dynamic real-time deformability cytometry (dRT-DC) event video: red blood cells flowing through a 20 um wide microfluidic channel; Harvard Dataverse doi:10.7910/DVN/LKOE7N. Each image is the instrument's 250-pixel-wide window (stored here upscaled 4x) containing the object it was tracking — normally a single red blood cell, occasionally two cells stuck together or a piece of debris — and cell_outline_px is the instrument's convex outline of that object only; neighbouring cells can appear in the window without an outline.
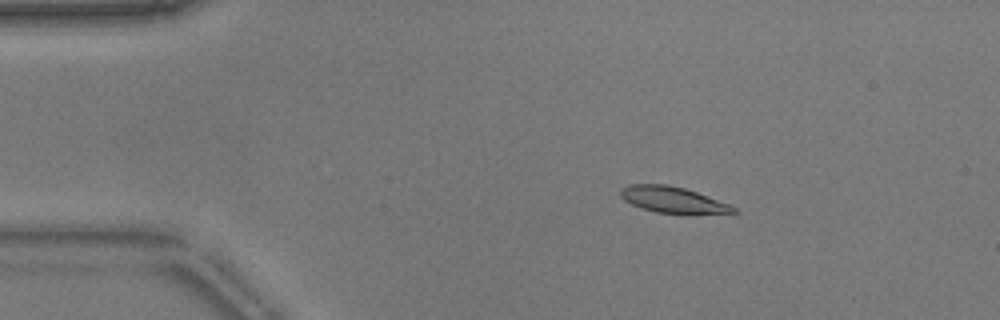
{"species": "common noctule bat (a hibernating species)", "species_latin": "Nyctalus noctula", "temperature_condition": "warm", "stored_images_in_passage": 52, "camera_frame_rate_fps": 3000, "um_per_image_px": 0.085, "animal": {"sex": "male", "body_mass_g": 17.9}, "frame": {"image": 1, "passage_image": 8, "time_ms": 2.333, "image_size_px": [1000, 320], "cell_outline_px": [[740, 212], [656, 212], [640, 208], [624, 200], [620, 196], [620, 188], [628, 184], [668, 184], [684, 188], [696, 192], [728, 204], [736, 208]], "centroid_in_image_um": [57.07, 16.94], "position_along_channel_um": 27.9, "area_um2": 16.59}}
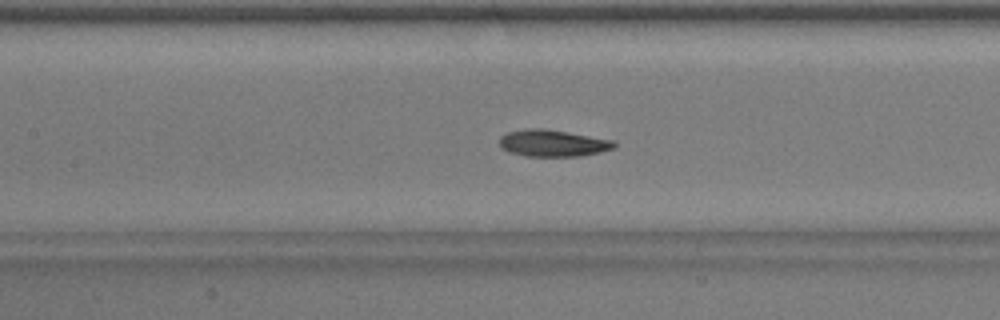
{"frame": {"image": 2, "passage_image": 23, "time_ms": 7.333, "image_size_px": [1000, 320], "cell_outline_px": [[616, 148], [600, 152], [580, 156], [524, 156], [508, 152], [500, 148], [500, 136], [508, 132], [524, 128], [544, 128], [568, 132], [612, 140], [616, 144]], "centroid_in_image_um": [46.95, 12.17], "position_along_channel_um": 160.4, "area_um2": 18.03}}
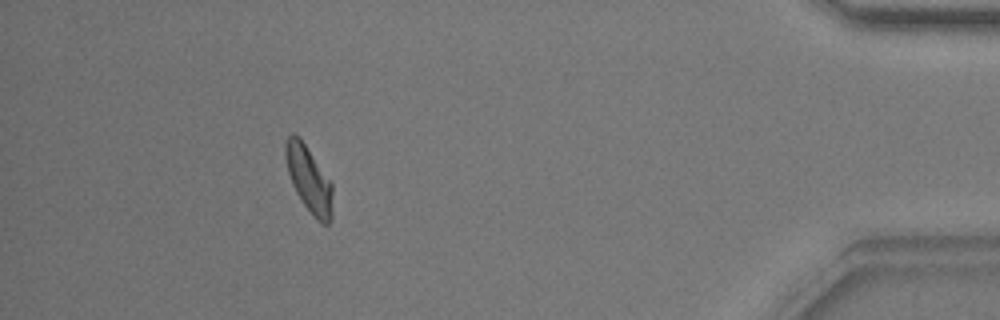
{"frame": {"image": 3, "passage_image": 47, "time_ms": 15.333, "image_size_px": [1000, 320], "cell_outline_px": [[332, 216], [328, 224], [324, 224], [316, 220], [304, 204], [296, 192], [292, 184], [288, 172], [284, 152], [284, 148], [288, 136], [292, 132], [300, 136], [332, 184]], "centroid_in_image_um": [26.24, 15.22], "position_along_channel_um": 409.0, "area_um2": 18.03}, "authors_computed_cell_mechanics": {"area_um2": 18.0336, "velocity_mm_per_s": 3.8151, "shape_relaxation_time_tau1_ms": 2.8363, "shape_relaxation_time_tau2_ms": 3.8866, "deformation_change_tau1": 0.1352, "deformation_change_tau2": 0.1187}}